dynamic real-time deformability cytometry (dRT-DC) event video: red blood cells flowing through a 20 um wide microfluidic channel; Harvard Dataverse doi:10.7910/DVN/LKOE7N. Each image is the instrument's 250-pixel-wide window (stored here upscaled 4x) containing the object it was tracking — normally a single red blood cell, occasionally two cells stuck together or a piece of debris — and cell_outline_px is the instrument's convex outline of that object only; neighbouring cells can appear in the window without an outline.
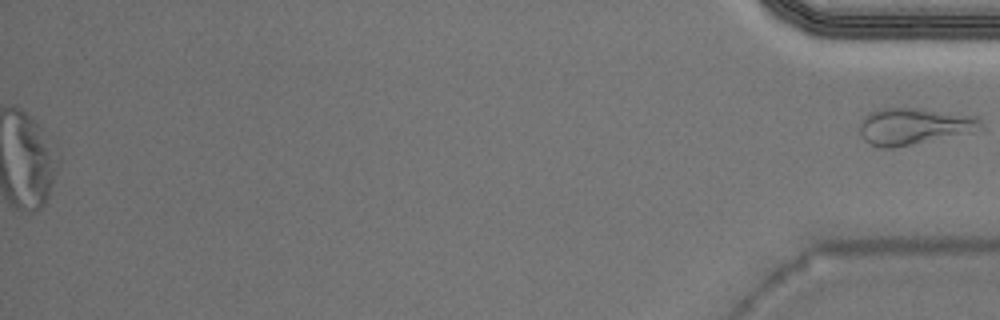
{"species": "Egyptian fruit bat (a non-hibernating species)", "species_latin": "Rousettus aegyptiacus", "temperature_condition": "warm", "stored_images_in_passage": 51, "segment_of_instrument_passage": [2, 2], "camera_frame_rate_fps": 3000, "um_per_image_px": 0.085, "animal": {"sex": "male"}, "frame": {"image": 1, "passage_image": 51, "time_ms": 16.667, "image_size_px": [1000, 320], "cell_outline_px": [[984, 128], [976, 132], [892, 148], [880, 148], [864, 140], [856, 124], [860, 116], [876, 108], [916, 108], [976, 116], [980, 120]], "centroid_in_image_um": [77.62, 10.72], "position_along_channel_um": 357.6, "area_um2": 26.41}}